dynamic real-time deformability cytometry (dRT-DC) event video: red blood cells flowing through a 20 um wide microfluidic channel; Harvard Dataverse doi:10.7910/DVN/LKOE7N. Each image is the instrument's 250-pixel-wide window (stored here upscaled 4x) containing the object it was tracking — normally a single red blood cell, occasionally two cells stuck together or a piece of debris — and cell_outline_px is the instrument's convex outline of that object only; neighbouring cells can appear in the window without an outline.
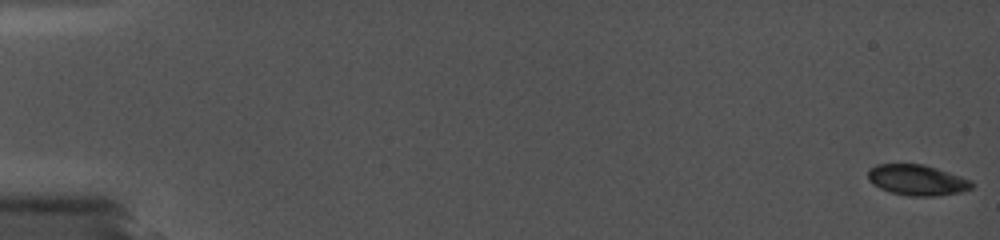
{"species": "common noctule bat (a hibernating species)", "species_latin": "Nyctalus noctula", "temperature_condition": "cold", "stored_images_in_passage": 9, "camera_frame_rate_fps": 5000, "um_per_image_px": 0.085, "animal": {"sex": "female", "body_mass_g": 19.0, "forearm_length_mm": 56.7}, "frame": {"image": 1, "passage_image": 1, "time_ms": 0.0, "image_size_px": [1000, 240], "cell_outline_px": [[976, 184], [972, 188], [960, 192], [936, 196], [908, 196], [892, 192], [880, 188], [872, 184], [868, 180], [868, 168], [876, 164], [920, 164], [936, 168], [972, 180]], "centroid_in_image_um": [77.95, 15.3], "position_along_channel_um": 7.0, "area_um2": 18.61}}
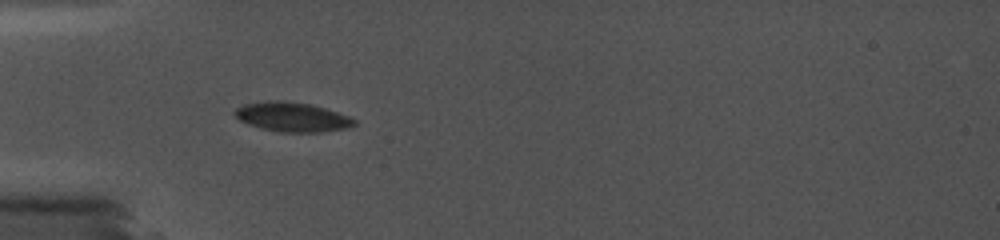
{"frame": {"image": 2, "passage_image": 6, "time_ms": 6.0, "image_size_px": [1000, 240], "cell_outline_px": [[356, 124], [348, 128], [320, 132], [280, 132], [260, 128], [248, 124], [240, 120], [232, 112], [236, 108], [244, 104], [268, 100], [284, 100], [312, 104], [348, 116], [356, 120]], "centroid_in_image_um": [24.81, 9.93], "position_along_channel_um": 60.2, "area_um2": 20.58}}
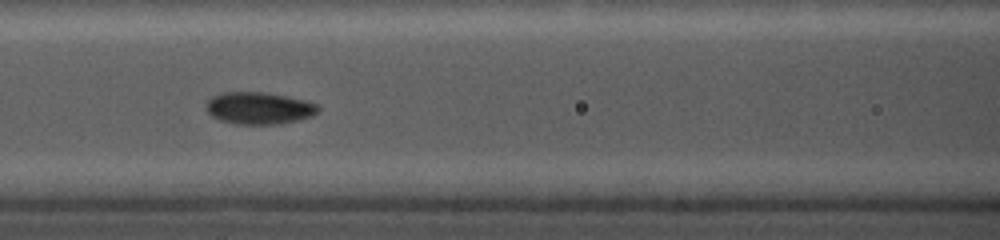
{"frame": {"image": 3, "passage_image": 8, "time_ms": 8.4, "image_size_px": [1000, 240], "cell_outline_px": [[320, 108], [312, 116], [300, 120], [276, 124], [236, 124], [220, 120], [212, 116], [208, 112], [204, 104], [212, 96], [224, 92], [264, 92], [288, 96], [320, 104]], "centroid_in_image_um": [22.02, 9.19], "position_along_channel_um": 144.6, "area_um2": 21.1}}